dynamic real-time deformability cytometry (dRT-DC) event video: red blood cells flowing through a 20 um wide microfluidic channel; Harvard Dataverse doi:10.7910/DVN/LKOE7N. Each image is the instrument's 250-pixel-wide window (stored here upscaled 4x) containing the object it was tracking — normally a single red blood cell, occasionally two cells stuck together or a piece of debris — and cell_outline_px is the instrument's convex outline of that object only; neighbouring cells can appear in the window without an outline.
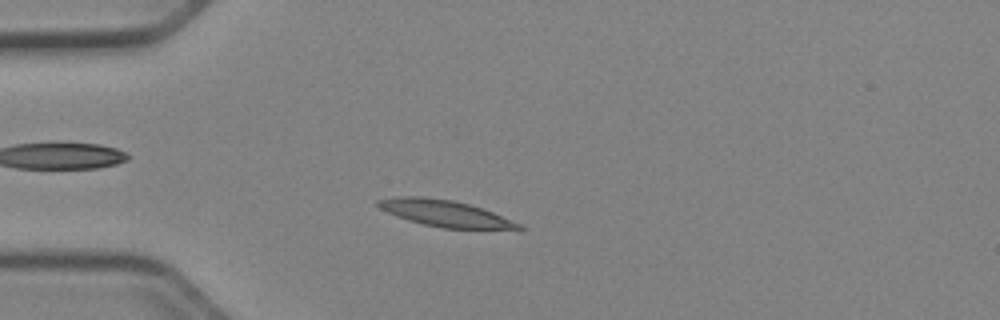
{"species": "Egyptian fruit bat (a non-hibernating species)", "species_latin": "Rousettus aegyptiacus", "temperature_condition": "cold", "stored_images_in_passage": 48, "camera_frame_rate_fps": 3000, "um_per_image_px": 0.085, "animal": {"sex": "female"}, "frame": {"image": 1, "passage_image": 10, "time_ms": 3.0, "image_size_px": [1000, 320], "cell_outline_px": [[524, 228], [520, 232], [444, 228], [424, 224], [408, 220], [396, 216], [380, 208], [376, 204], [376, 200], [392, 196], [424, 196], [452, 200], [468, 204], [492, 212], [520, 224]], "centroid_in_image_um": [37.93, 18.17], "position_along_channel_um": 47.1, "area_um2": 22.31}}
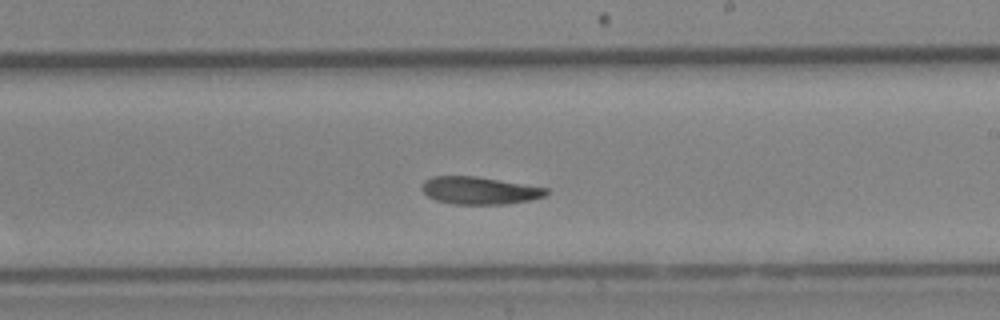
{"frame": {"image": 2, "passage_image": 27, "time_ms": 8.667, "image_size_px": [1000, 320], "cell_outline_px": [[548, 192], [544, 196], [528, 200], [508, 204], [452, 204], [436, 200], [428, 196], [420, 188], [420, 184], [424, 180], [432, 176], [476, 176], [548, 188]], "centroid_in_image_um": [40.7, 16.19], "position_along_channel_um": 248.3, "area_um2": 19.94}}
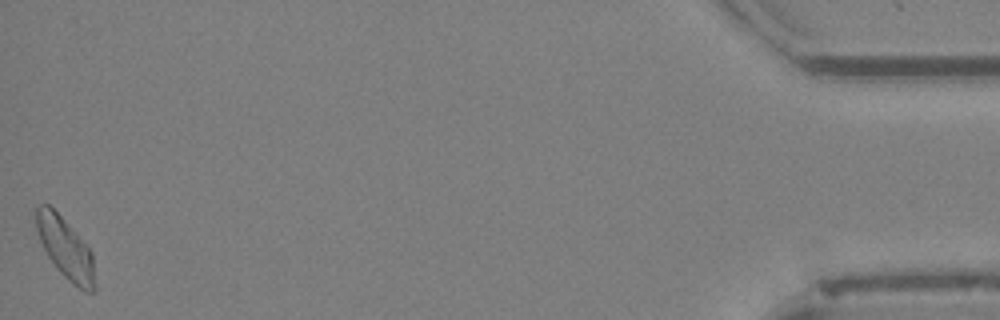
{"frame": {"image": 3, "passage_image": 48, "time_ms": 15.667, "image_size_px": [1000, 320], "cell_outline_px": [[96, 288], [92, 292], [84, 292], [72, 284], [60, 272], [48, 256], [40, 240], [36, 228], [36, 208], [40, 204], [48, 204], [64, 220], [92, 252], [96, 284]], "centroid_in_image_um": [5.58, 21.16], "position_along_channel_um": 429.6, "area_um2": 20.58}}